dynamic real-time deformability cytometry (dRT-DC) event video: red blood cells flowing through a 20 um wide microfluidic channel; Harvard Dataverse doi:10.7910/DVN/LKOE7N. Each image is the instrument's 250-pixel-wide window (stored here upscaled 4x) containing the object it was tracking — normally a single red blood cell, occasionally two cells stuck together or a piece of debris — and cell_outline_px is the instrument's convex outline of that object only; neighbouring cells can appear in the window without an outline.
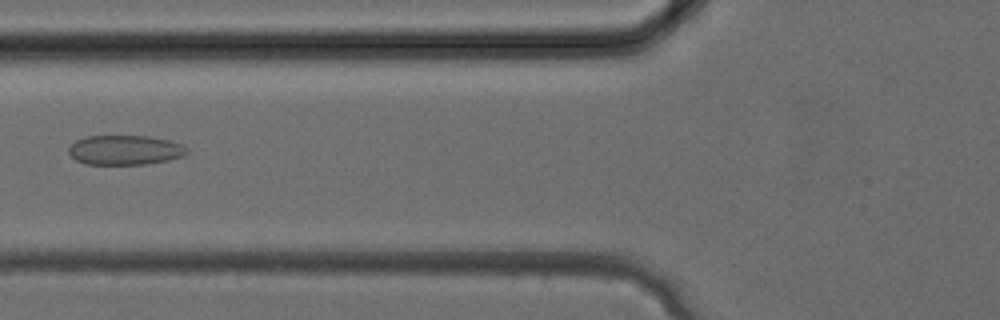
{"species": "common noctule bat (a hibernating species)", "species_latin": "Nyctalus noctula", "temperature_condition": "cold", "stored_images_in_passage": 26, "camera_frame_rate_fps": 3000, "um_per_image_px": 0.085, "animal": {"sex": "female", "body_mass_g": 24.6, "forearm_length_mm": 56.2}, "frame": {"image": 1, "passage_image": 6, "time_ms": 1.667, "image_size_px": [1000, 320], "cell_outline_px": [[188, 152], [184, 156], [168, 160], [144, 164], [84, 164], [76, 160], [68, 152], [68, 148], [76, 140], [88, 136], [148, 136], [168, 140], [184, 144], [188, 148]], "centroid_in_image_um": [10.65, 12.75], "position_along_channel_um": 115.2, "area_um2": 20.46}}
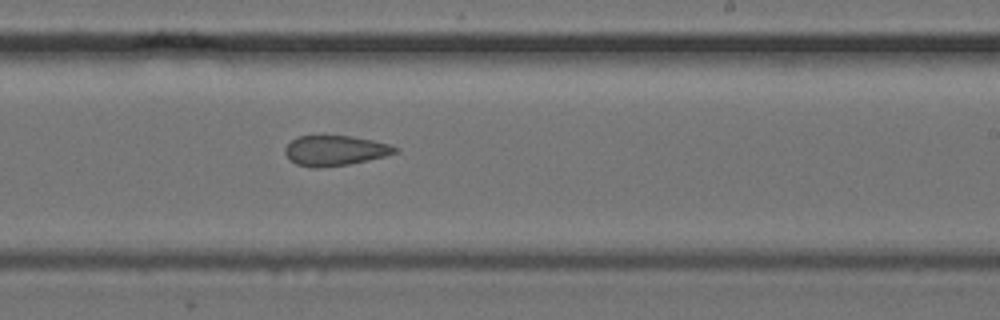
{"frame": {"image": 2, "passage_image": 13, "time_ms": 4.0, "image_size_px": [1000, 320], "cell_outline_px": [[400, 152], [368, 160], [348, 164], [320, 168], [312, 168], [296, 164], [288, 160], [284, 152], [284, 148], [296, 136], [352, 136], [372, 140], [388, 144], [400, 148]], "centroid_in_image_um": [28.46, 12.8], "position_along_channel_um": 260.5, "area_um2": 19.48}}
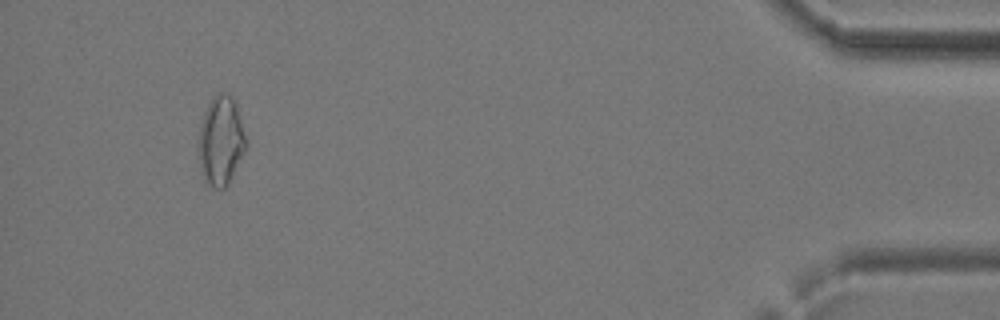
{"frame": {"image": 3, "passage_image": 24, "time_ms": 7.667, "image_size_px": [1000, 320], "cell_outline_px": [[244, 152], [228, 184], [224, 188], [212, 188], [204, 184], [196, 152], [196, 148], [200, 124], [204, 112], [212, 96], [216, 92], [228, 92], [232, 96], [236, 104], [244, 136]], "centroid_in_image_um": [18.69, 11.98], "position_along_channel_um": 416.5, "area_um2": 24.97}}